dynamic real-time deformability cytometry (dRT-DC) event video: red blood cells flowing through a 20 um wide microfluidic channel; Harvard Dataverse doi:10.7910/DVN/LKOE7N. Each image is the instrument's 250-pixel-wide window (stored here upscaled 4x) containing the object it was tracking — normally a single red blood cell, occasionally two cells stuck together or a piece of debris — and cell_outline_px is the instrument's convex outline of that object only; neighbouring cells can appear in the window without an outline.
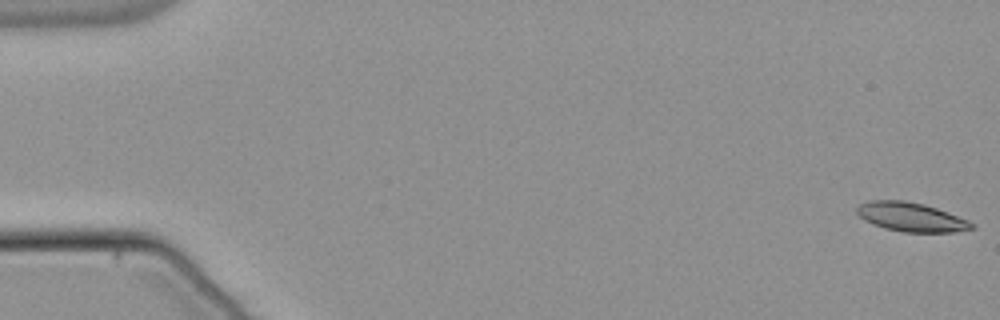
{"species": "common noctule bat (a hibernating species)", "species_latin": "Nyctalus noctula", "temperature_condition": "warm", "stored_images_in_passage": 55, "camera_frame_rate_fps": 3000, "um_per_image_px": 0.085, "animal": {"sex": "male", "body_mass_g": 21.5, "forearm_length_mm": 52.0}, "frame": {"image": 1, "passage_image": 1, "time_ms": 0.0, "image_size_px": [1000, 320], "cell_outline_px": [[976, 228], [952, 232], [904, 232], [884, 228], [864, 220], [856, 212], [856, 208], [860, 204], [868, 200], [904, 200], [924, 204], [948, 212], [968, 220], [976, 224]], "centroid_in_image_um": [77.45, 18.44], "position_along_channel_um": 7.5, "area_um2": 19.48}}
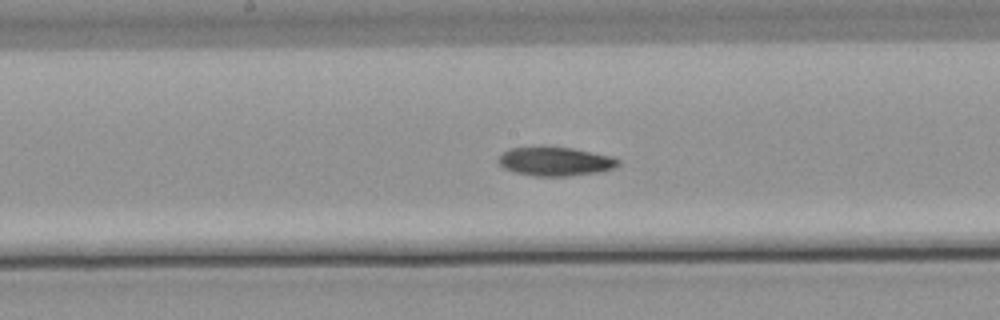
{"frame": {"image": 2, "passage_image": 29, "time_ms": 9.333, "image_size_px": [1000, 320], "cell_outline_px": [[620, 164], [612, 168], [600, 172], [568, 176], [536, 176], [516, 172], [504, 168], [496, 160], [508, 148], [572, 148], [612, 156], [620, 160]], "centroid_in_image_um": [47.22, 13.74], "position_along_channel_um": 201.0, "area_um2": 19.77}}
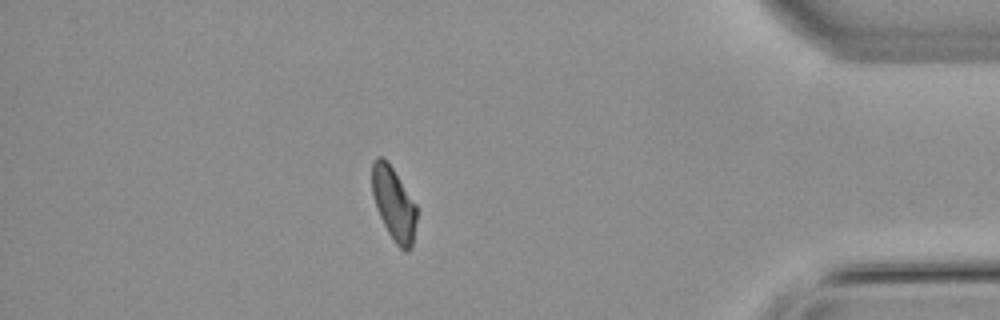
{"frame": {"image": 3, "passage_image": 48, "time_ms": 15.667, "image_size_px": [1000, 320], "cell_outline_px": [[416, 220], [412, 248], [408, 252], [404, 252], [392, 240], [380, 216], [372, 192], [372, 160], [376, 156], [384, 156], [388, 160], [416, 204]], "centroid_in_image_um": [33.47, 17.3], "position_along_channel_um": 401.7, "area_um2": 19.19}, "authors_computed_cell_mechanics": {"area_um2": 19.8254, "velocity_mm_per_s": 3.8, "shape_relaxation_time_tau1_ms": 6.9193, "shape_relaxation_time_tau2_ms": 8.0313, "deformation_change_tau1": 0.1783, "deformation_change_tau2": 0.1485}}